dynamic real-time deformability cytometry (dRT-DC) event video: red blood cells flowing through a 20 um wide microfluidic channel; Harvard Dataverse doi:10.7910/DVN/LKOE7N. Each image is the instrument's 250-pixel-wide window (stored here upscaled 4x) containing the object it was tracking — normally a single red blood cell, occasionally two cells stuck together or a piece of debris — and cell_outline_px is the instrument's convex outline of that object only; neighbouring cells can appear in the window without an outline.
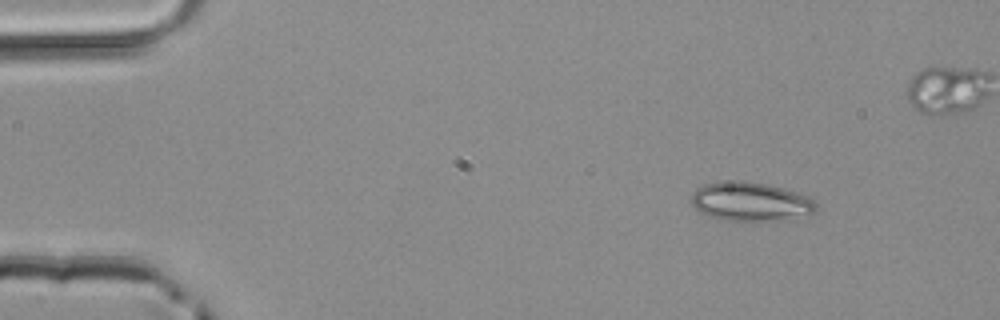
{"species": "common noctule bat (a hibernating species)", "species_latin": "Nyctalus noctula", "temperature_condition": "room temperature", "stored_images_in_passage": 45, "camera_frame_rate_fps": 3000, "um_per_image_px": 0.085, "animal": {"sex": "male", "body_mass_g": 20.4}, "frame": {"image": 1, "passage_image": 2, "time_ms": 0.333, "image_size_px": [1000, 320], "cell_outline_px": [[816, 208], [812, 212], [776, 220], [756, 224], [748, 224], [708, 216], [700, 212], [692, 204], [692, 192], [696, 188], [704, 184], [720, 180], [736, 180], [768, 184], [784, 188], [808, 196], [816, 204]], "centroid_in_image_um": [63.72, 17.15], "position_along_channel_um": 21.3, "area_um2": 28.73}}
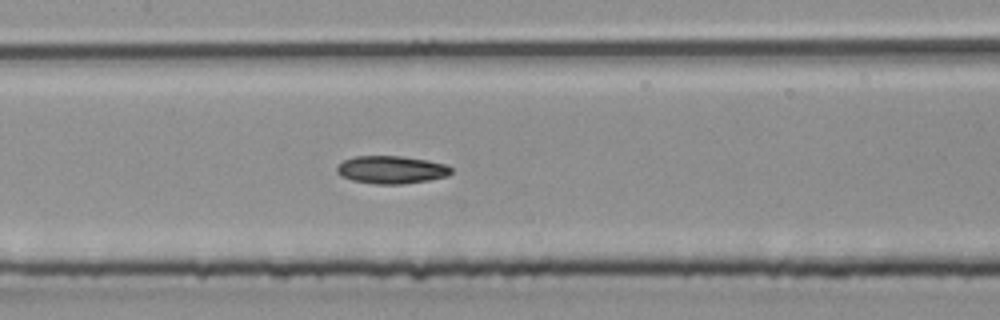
{"frame": {"image": 2, "passage_image": 19, "time_ms": 6.0, "image_size_px": [1000, 320], "cell_outline_px": [[452, 172], [448, 176], [428, 180], [400, 184], [376, 184], [352, 180], [340, 176], [336, 172], [336, 168], [344, 160], [352, 156], [400, 156], [428, 160], [448, 164], [452, 168]], "centroid_in_image_um": [33.28, 14.42], "position_along_channel_um": 174.1, "area_um2": 18.61}}
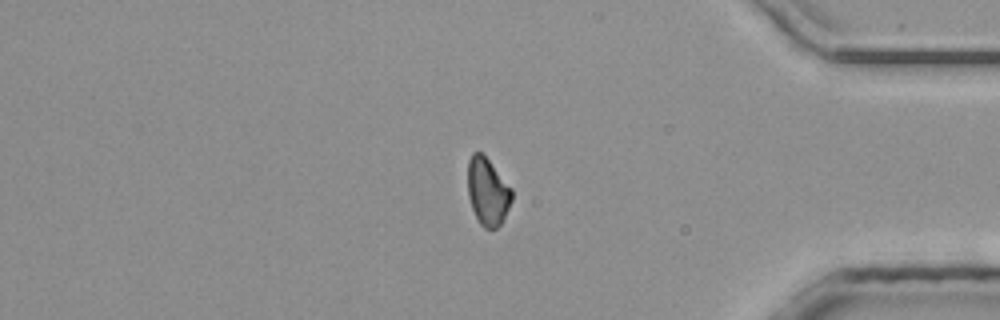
{"frame": {"image": 3, "passage_image": 36, "time_ms": 11.667, "image_size_px": [1000, 320], "cell_outline_px": [[512, 200], [504, 220], [496, 228], [484, 228], [480, 224], [472, 208], [468, 196], [468, 160], [472, 152], [480, 152], [488, 160], [512, 188]], "centroid_in_image_um": [41.45, 16.3], "position_along_channel_um": 393.8, "area_um2": 17.22}}